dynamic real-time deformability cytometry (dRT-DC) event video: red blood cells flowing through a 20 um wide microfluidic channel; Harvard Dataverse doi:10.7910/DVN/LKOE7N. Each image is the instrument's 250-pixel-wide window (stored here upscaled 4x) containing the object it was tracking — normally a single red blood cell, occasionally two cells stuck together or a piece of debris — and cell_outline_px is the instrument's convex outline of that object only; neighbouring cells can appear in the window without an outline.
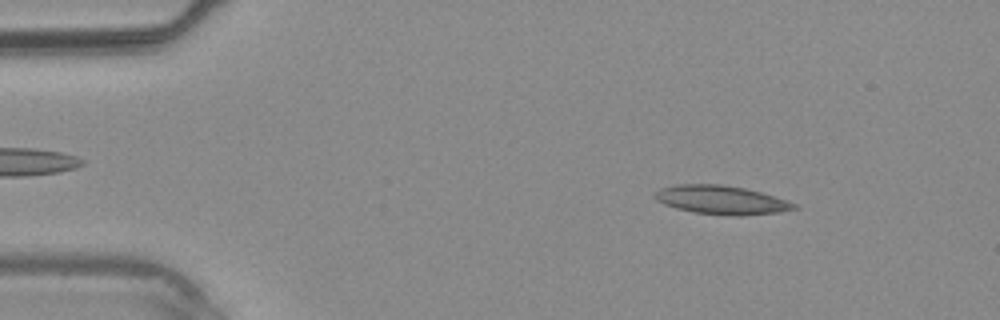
{"species": "common noctule bat (a hibernating species)", "species_latin": "Nyctalus noctula", "temperature_condition": "warm", "stored_images_in_passage": 36, "camera_frame_rate_fps": 3000, "um_per_image_px": 0.085, "animal": {"sex": "male", "body_mass_g": 20.4}, "frame": {"image": 1, "passage_image": 4, "time_ms": 1.0, "image_size_px": [1000, 320], "cell_outline_px": [[800, 208], [780, 212], [744, 216], [728, 216], [696, 212], [676, 208], [664, 204], [656, 200], [652, 196], [660, 188], [676, 184], [724, 184], [744, 188], [760, 192], [796, 204]], "centroid_in_image_um": [61.3, 17.0], "position_along_channel_um": 23.7, "area_um2": 23.35}}
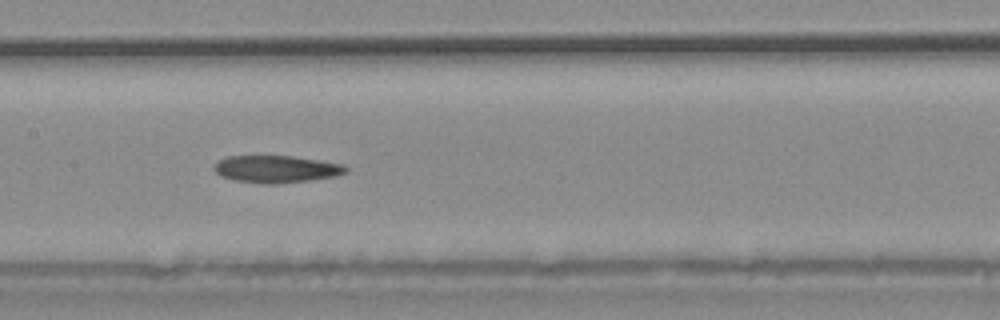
{"frame": {"image": 2, "passage_image": 17, "time_ms": 5.333, "image_size_px": [1000, 320], "cell_outline_px": [[348, 172], [336, 176], [312, 180], [276, 184], [264, 184], [236, 180], [220, 176], [216, 172], [216, 164], [220, 160], [228, 156], [292, 156], [320, 160], [344, 164], [348, 168]], "centroid_in_image_um": [23.56, 14.37], "position_along_channel_um": 183.8, "area_um2": 20.87}}
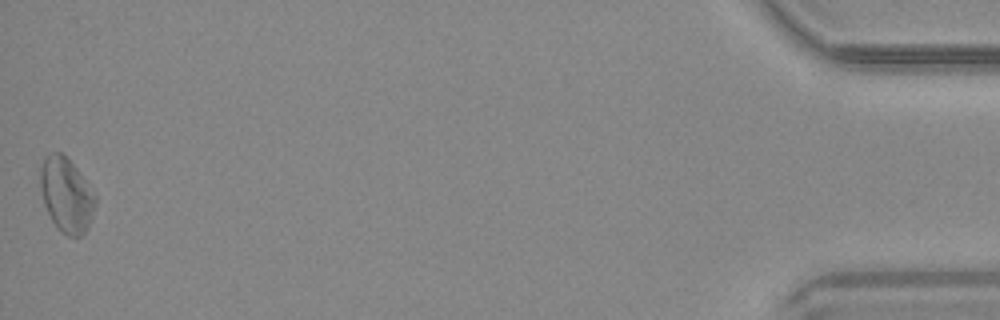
{"frame": {"image": 3, "passage_image": 36, "time_ms": 11.667, "image_size_px": [1000, 320], "cell_outline_px": [[96, 204], [92, 216], [84, 232], [80, 236], [68, 236], [60, 232], [52, 220], [44, 204], [40, 188], [40, 168], [44, 156], [52, 152], [60, 152], [76, 168], [96, 196]], "centroid_in_image_um": [5.62, 16.57], "position_along_channel_um": 429.6, "area_um2": 23.58}}